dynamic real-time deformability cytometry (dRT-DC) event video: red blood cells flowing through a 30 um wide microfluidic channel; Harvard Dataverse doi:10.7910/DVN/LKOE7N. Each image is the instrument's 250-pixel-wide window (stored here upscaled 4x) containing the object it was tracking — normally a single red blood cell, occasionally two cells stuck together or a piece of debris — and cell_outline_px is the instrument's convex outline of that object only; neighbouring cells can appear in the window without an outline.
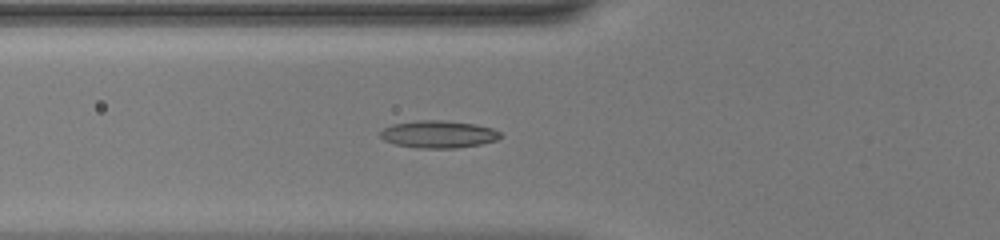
{"species": "common noctule bat (a hibernating species)", "species_latin": "Nyctalus noctula", "temperature_condition": "warm", "stored_images_in_passage": 47, "camera_frame_rate_fps": 3000, "um_per_image_px": 0.085, "animal": {"sex": "female", "body_mass_g": 20.0, "forearm_length_mm": 54.0}, "frame": {"image": 1, "passage_image": 18, "time_ms": 5.667, "image_size_px": [1000, 240], "cell_outline_px": [[504, 136], [496, 140], [480, 144], [456, 148], [416, 148], [396, 144], [384, 140], [380, 136], [380, 132], [384, 128], [392, 124], [416, 120], [440, 120], [476, 124], [492, 128], [500, 132]], "centroid_in_image_um": [37.28, 11.41], "position_along_channel_um": 88.5, "area_um2": 19.19}}
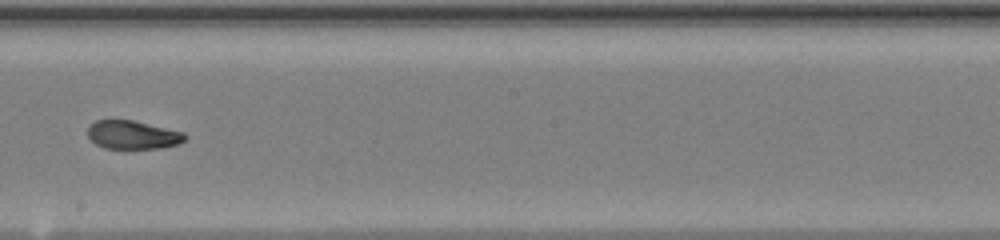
{"frame": {"image": 2, "passage_image": 28, "time_ms": 9.0, "image_size_px": [1000, 240], "cell_outline_px": [[188, 136], [180, 144], [160, 148], [104, 148], [96, 144], [88, 136], [88, 124], [96, 120], [132, 120], [184, 132]], "centroid_in_image_um": [11.29, 11.46], "position_along_channel_um": 236.9, "area_um2": 16.13}}
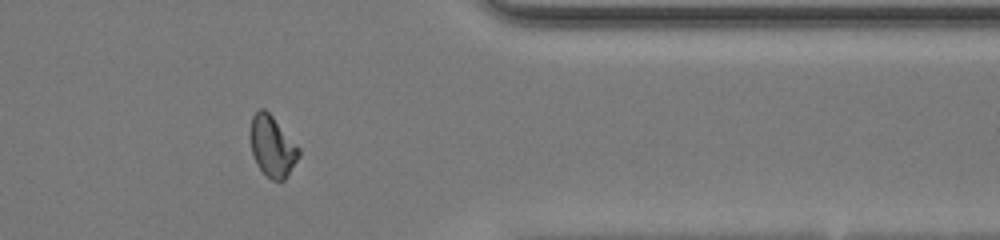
{"frame": {"image": 3, "passage_image": 39, "time_ms": 12.667, "image_size_px": [1000, 240], "cell_outline_px": [[300, 156], [284, 180], [272, 180], [256, 164], [252, 152], [248, 136], [248, 132], [252, 116], [260, 108], [264, 108], [272, 116], [300, 148]], "centroid_in_image_um": [23.12, 12.41], "position_along_channel_um": 388.3, "area_um2": 17.28}, "authors_computed_cell_mechanics": {"area_um2": 17.3978, "velocity_mm_per_s": 4.4483, "shape_relaxation_time_tau1_ms": null, "shape_relaxation_time_tau2_ms": 1.8686, "deformation_change_tau1": null, "deformation_change_tau2": 0.0592}}